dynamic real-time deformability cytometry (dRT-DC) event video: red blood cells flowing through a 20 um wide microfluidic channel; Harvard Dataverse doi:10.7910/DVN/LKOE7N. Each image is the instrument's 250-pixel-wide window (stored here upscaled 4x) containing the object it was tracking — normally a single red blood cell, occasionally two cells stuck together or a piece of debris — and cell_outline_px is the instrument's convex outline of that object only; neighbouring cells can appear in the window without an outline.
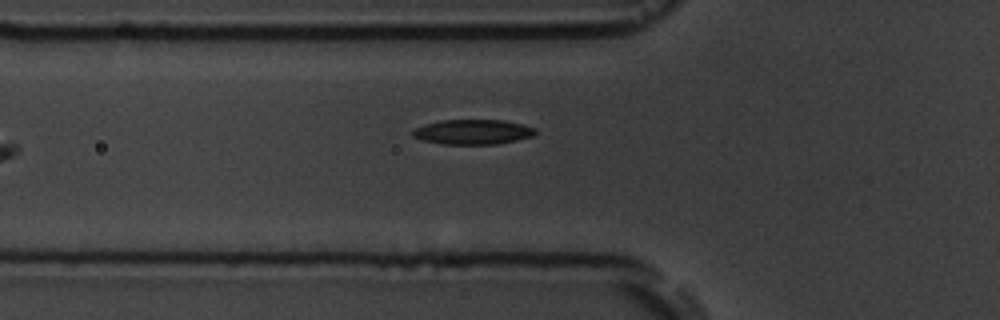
{"species": "common noctule bat (a hibernating species)", "species_latin": "Nyctalus noctula", "temperature_condition": "room temperature", "stored_images_in_passage": 4, "camera_frame_rate_fps": 3000, "um_per_image_px": 0.085, "animal": {"sex": "male", "body_mass_g": 19.5, "forearm_length_mm": 54.6}, "frame": {"image": 1, "passage_image": 4, "time_ms": 4.0, "image_size_px": [1000, 320], "cell_outline_px": [[536, 132], [532, 136], [516, 140], [496, 144], [444, 144], [424, 140], [412, 136], [408, 132], [412, 128], [424, 124], [440, 120], [504, 120], [536, 128]], "centroid_in_image_um": [40.12, 11.2], "position_along_channel_um": 85.7, "area_um2": 17.86}}